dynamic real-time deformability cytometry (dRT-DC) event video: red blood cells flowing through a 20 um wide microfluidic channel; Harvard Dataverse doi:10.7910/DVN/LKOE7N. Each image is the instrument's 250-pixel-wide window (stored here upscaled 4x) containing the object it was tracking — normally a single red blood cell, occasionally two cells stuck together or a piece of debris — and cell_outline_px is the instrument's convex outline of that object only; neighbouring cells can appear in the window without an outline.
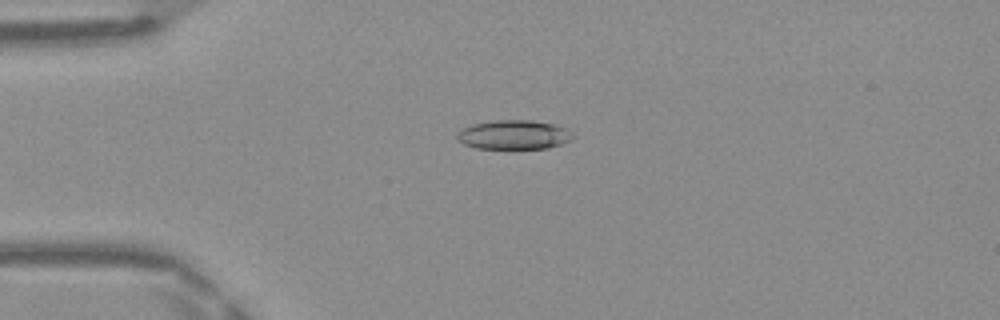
{"species": "Egyptian fruit bat (a non-hibernating species)", "species_latin": "Rousettus aegyptiacus", "temperature_condition": "warm", "stored_images_in_passage": 40, "camera_frame_rate_fps": 3000, "um_per_image_px": 0.085, "frame": {"image": 1, "passage_image": 4, "time_ms": 1.0, "image_size_px": [1000, 320], "cell_outline_px": [[572, 140], [548, 148], [476, 148], [464, 144], [456, 136], [464, 128], [472, 124], [492, 120], [532, 120], [552, 124], [564, 128], [572, 136]], "centroid_in_image_um": [43.66, 11.45], "position_along_channel_um": 41.3, "area_um2": 19.31}}
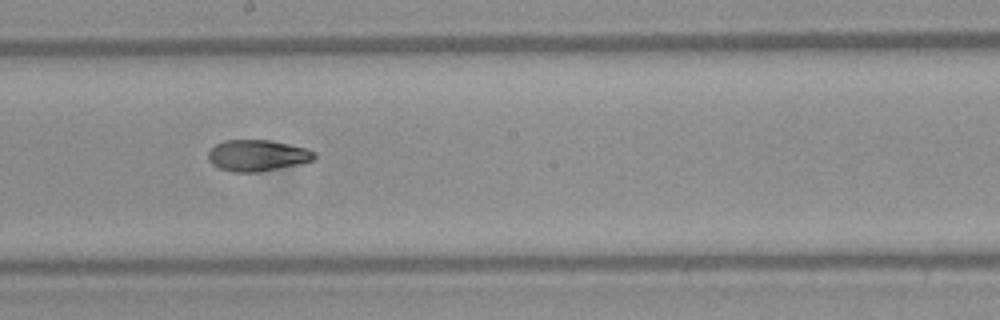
{"frame": {"image": 2, "passage_image": 19, "time_ms": 6.0, "image_size_px": [1000, 320], "cell_outline_px": [[316, 156], [312, 160], [300, 164], [260, 172], [232, 172], [220, 168], [212, 164], [208, 160], [208, 152], [216, 144], [224, 140], [268, 140], [308, 148], [316, 152]], "centroid_in_image_um": [21.88, 13.22], "position_along_channel_um": 226.3, "area_um2": 19.42}}
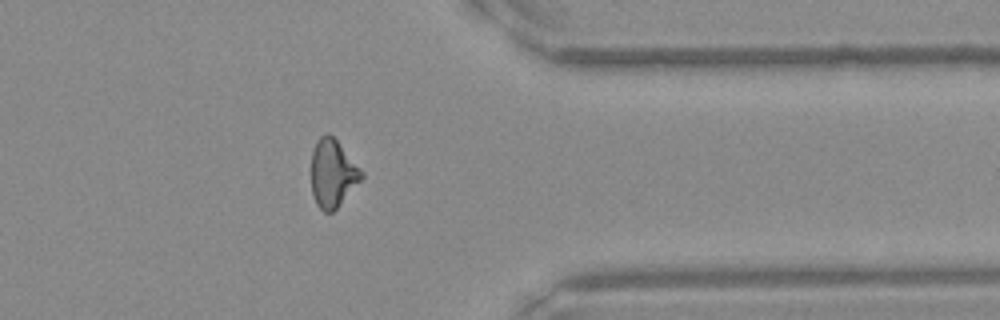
{"frame": {"image": 3, "passage_image": 31, "time_ms": 10.0, "image_size_px": [1000, 320], "cell_outline_px": [[364, 176], [336, 208], [332, 212], [324, 212], [316, 204], [312, 196], [312, 152], [316, 140], [320, 136], [328, 132], [336, 140], [364, 172]], "centroid_in_image_um": [28.26, 14.73], "position_along_channel_um": 383.1, "area_um2": 19.59}, "authors_computed_cell_mechanics": {"area_um2": 19.652, "velocity_mm_per_s": 4.1942, "shape_relaxation_time_tau1_ms": 6.8786, "shape_relaxation_time_tau2_ms": 2.3716, "deformation_change_tau1": 0.1998, "deformation_change_tau2": 0.0888}}